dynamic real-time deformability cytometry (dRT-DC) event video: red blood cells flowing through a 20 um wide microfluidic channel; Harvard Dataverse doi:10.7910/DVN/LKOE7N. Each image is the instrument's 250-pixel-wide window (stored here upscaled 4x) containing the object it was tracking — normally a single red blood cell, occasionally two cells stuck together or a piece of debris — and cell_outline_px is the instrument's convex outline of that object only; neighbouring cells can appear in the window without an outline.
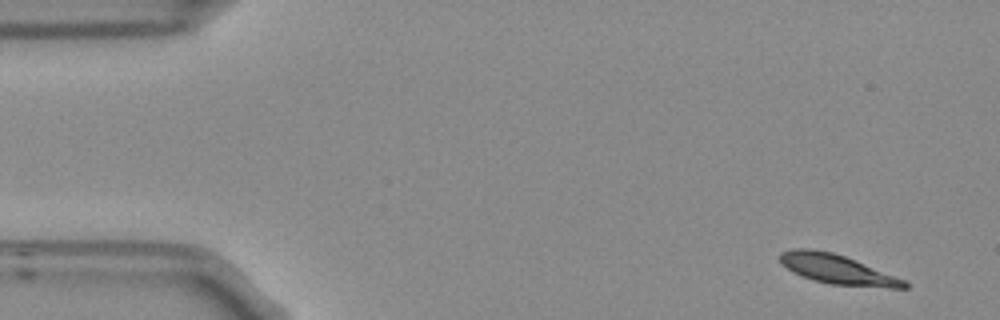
{"species": "Egyptian fruit bat (a non-hibernating species)", "species_latin": "Rousettus aegyptiacus", "temperature_condition": "room temperature", "stored_images_in_passage": 5, "camera_frame_rate_fps": 3000, "um_per_image_px": 0.085, "frame": {"image": 1, "passage_image": 1, "time_ms": 0.0, "image_size_px": [1000, 320], "cell_outline_px": [[908, 288], [892, 288], [828, 284], [812, 280], [792, 272], [780, 264], [780, 252], [792, 248], [808, 248], [832, 252], [844, 256], [904, 280], [908, 284]], "centroid_in_image_um": [71.08, 22.89], "position_along_channel_um": 13.9, "area_um2": 21.21}}